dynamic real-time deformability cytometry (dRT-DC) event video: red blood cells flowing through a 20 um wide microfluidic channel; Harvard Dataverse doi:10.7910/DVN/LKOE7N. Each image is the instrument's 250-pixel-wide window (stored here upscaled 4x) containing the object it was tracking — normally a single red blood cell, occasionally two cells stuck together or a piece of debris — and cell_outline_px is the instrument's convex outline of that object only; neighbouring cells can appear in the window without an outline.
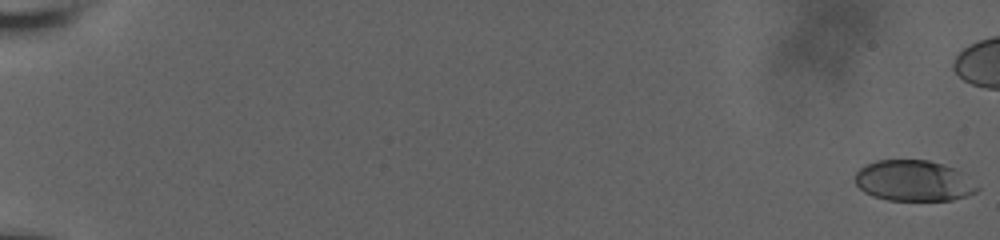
{"species": "human", "species_latin": "Homo sapiens", "temperature_condition": "room temperature", "stored_images_in_passage": 53, "camera_frame_rate_fps": 3000, "um_per_image_px": 0.085, "donor": {"sex": "male"}, "frame": {"image": 1, "passage_image": 1, "time_ms": 0.0, "image_size_px": [1000, 240], "cell_outline_px": [[980, 188], [976, 192], [952, 200], [888, 200], [872, 196], [864, 192], [856, 184], [856, 172], [860, 168], [876, 160], [928, 160], [944, 164], [956, 168], [964, 172]], "centroid_in_image_um": [77.69, 15.36], "position_along_channel_um": 7.3, "area_um2": 29.19}}
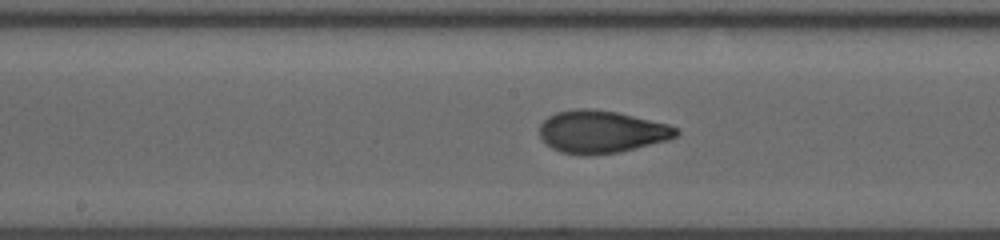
{"frame": {"image": 2, "passage_image": 34, "time_ms": 11.0, "image_size_px": [1000, 240], "cell_outline_px": [[680, 132], [676, 136], [668, 140], [620, 152], [588, 156], [580, 156], [560, 152], [552, 148], [540, 136], [540, 124], [548, 116], [556, 112], [576, 108], [592, 108], [616, 112], [668, 124], [676, 128]], "centroid_in_image_um": [51.1, 11.21], "position_along_channel_um": 197.1, "area_um2": 33.99}}
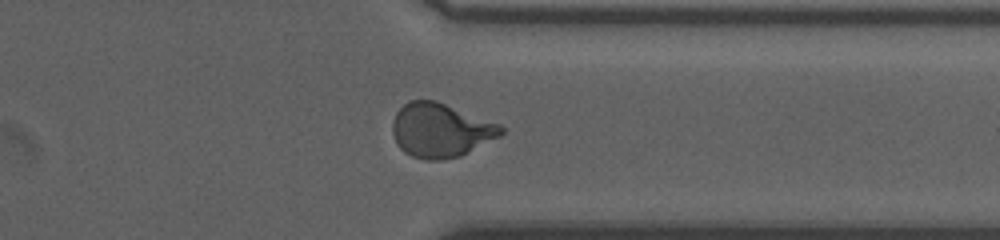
{"frame": {"image": 3, "passage_image": 48, "time_ms": 15.667, "image_size_px": [1000, 240], "cell_outline_px": [[504, 132], [500, 136], [460, 156], [440, 160], [428, 160], [412, 156], [404, 152], [396, 144], [392, 132], [392, 120], [396, 112], [408, 100], [436, 100], [500, 124], [504, 128]], "centroid_in_image_um": [37.43, 11.06], "position_along_channel_um": 374.0, "area_um2": 34.28}}